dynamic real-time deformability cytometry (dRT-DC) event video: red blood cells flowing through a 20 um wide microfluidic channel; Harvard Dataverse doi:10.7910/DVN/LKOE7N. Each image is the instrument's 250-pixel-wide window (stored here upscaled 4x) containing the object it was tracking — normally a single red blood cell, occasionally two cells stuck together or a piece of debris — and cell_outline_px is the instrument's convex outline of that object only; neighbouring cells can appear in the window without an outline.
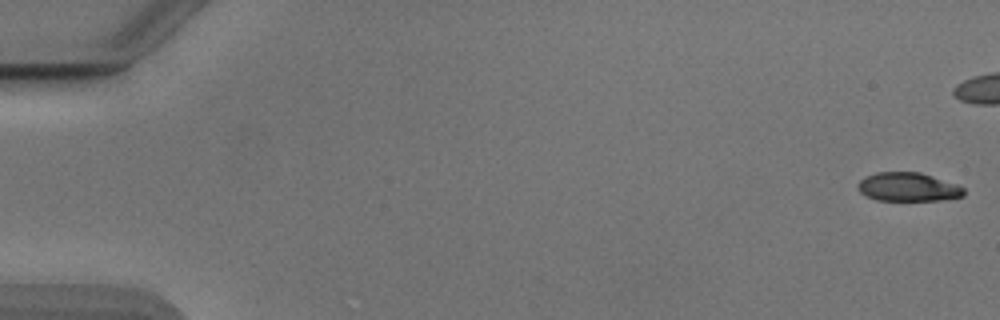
{"species": "Egyptian fruit bat (a non-hibernating species)", "species_latin": "Rousettus aegyptiacus", "temperature_condition": "cold", "stored_images_in_passage": 44, "camera_frame_rate_fps": 3000, "um_per_image_px": 0.085, "animal": {"sex": "male"}, "frame": {"image": 1, "passage_image": 1, "time_ms": 0.0, "image_size_px": [1000, 320], "cell_outline_px": [[964, 196], [940, 200], [876, 200], [860, 192], [856, 188], [856, 184], [864, 176], [876, 172], [920, 172], [956, 184], [964, 188]], "centroid_in_image_um": [77.14, 15.89], "position_along_channel_um": 7.9, "area_um2": 17.74}}
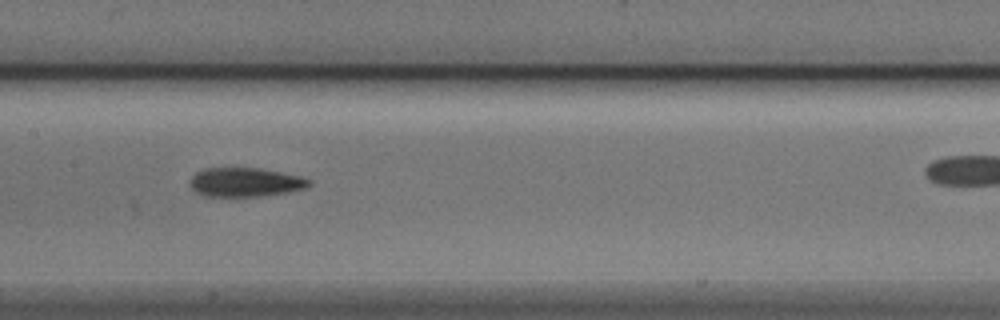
{"frame": {"image": 2, "passage_image": 27, "time_ms": 8.667, "image_size_px": [1000, 320], "cell_outline_px": [[312, 184], [308, 188], [288, 192], [260, 196], [200, 196], [192, 188], [192, 176], [196, 172], [204, 168], [260, 168], [300, 176], [312, 180]], "centroid_in_image_um": [20.89, 15.49], "position_along_channel_um": 186.5, "area_um2": 20.17}}
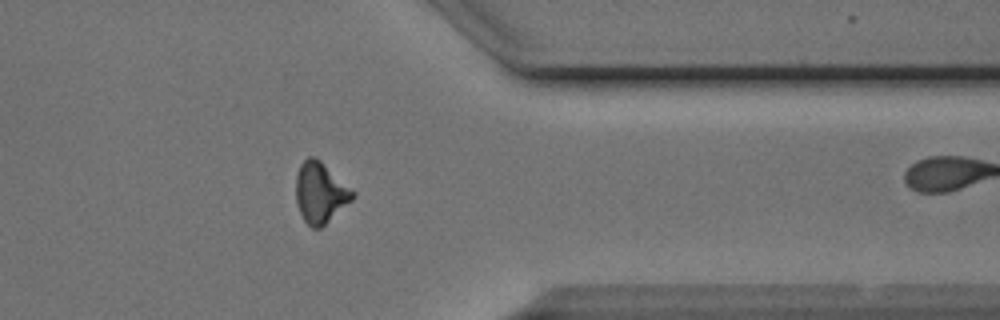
{"frame": {"image": 3, "passage_image": 43, "time_ms": 14.0, "image_size_px": [1000, 320], "cell_outline_px": [[356, 196], [352, 200], [320, 228], [312, 228], [304, 220], [300, 212], [296, 200], [296, 176], [300, 164], [308, 156], [316, 156], [352, 188], [356, 192]], "centroid_in_image_um": [27.24, 16.34], "position_along_channel_um": 384.2, "area_um2": 20.11}}